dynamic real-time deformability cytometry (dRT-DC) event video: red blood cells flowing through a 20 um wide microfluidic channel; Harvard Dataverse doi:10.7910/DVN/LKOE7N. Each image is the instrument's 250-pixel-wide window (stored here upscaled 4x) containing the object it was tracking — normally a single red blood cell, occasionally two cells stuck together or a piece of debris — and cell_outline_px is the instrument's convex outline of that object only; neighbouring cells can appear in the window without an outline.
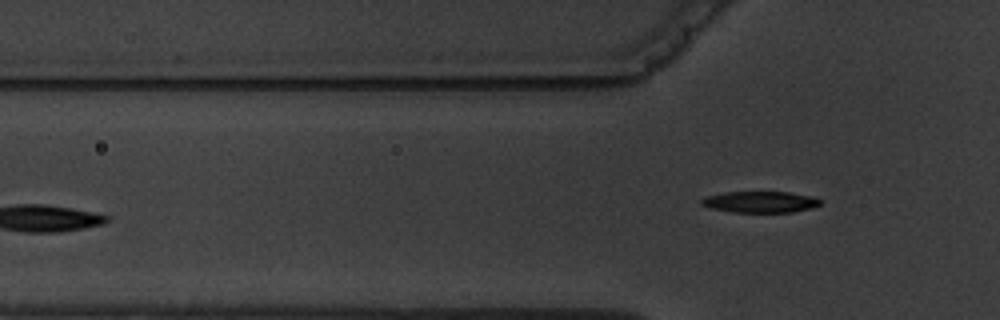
{"species": "common noctule bat (a hibernating species)", "species_latin": "Nyctalus noctula", "temperature_condition": "warm", "stored_images_in_passage": 2, "camera_frame_rate_fps": 3000, "um_per_image_px": 0.085, "animal": {"sex": "male", "body_mass_g": 19.5, "forearm_length_mm": 54.6}, "frame": {"image": 1, "passage_image": 2, "time_ms": 1.333, "image_size_px": [1000, 320], "cell_outline_px": [[820, 204], [812, 208], [792, 212], [736, 212], [712, 208], [700, 204], [700, 200], [704, 196], [724, 192], [788, 192], [816, 196], [820, 200]], "centroid_in_image_um": [64.63, 17.15], "position_along_channel_um": 61.2, "area_um2": 14.8}}